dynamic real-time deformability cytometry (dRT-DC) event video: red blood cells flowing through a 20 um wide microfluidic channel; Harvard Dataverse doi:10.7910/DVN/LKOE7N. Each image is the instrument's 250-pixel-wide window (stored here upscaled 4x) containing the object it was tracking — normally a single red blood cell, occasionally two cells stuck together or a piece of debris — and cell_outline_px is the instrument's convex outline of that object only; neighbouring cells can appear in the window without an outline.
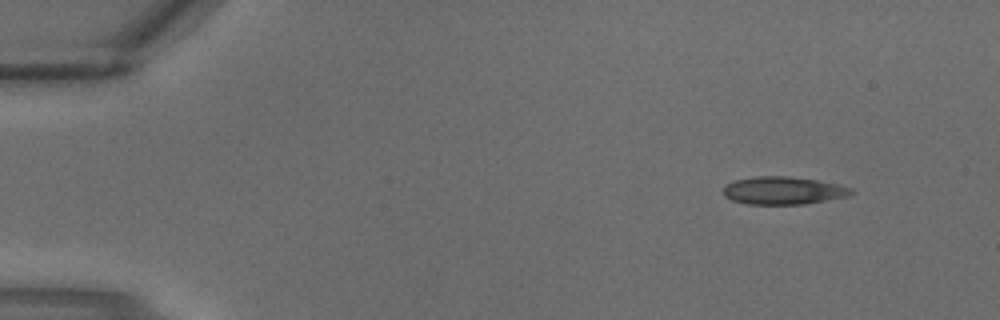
{"species": "common noctule bat (a hibernating species)", "species_latin": "Nyctalus noctula", "temperature_condition": "warm", "stored_images_in_passage": 2, "camera_frame_rate_fps": 3000, "um_per_image_px": 0.085, "animal": {"sex": "male", "body_mass_g": 18.8}, "frame": {"image": 1, "passage_image": 1, "time_ms": 0.0, "image_size_px": [1000, 320], "cell_outline_px": [[856, 192], [848, 196], [804, 204], [748, 204], [732, 200], [724, 196], [724, 184], [736, 180], [756, 176], [788, 176], [816, 180], [836, 184], [852, 188]], "centroid_in_image_um": [66.57, 16.19], "position_along_channel_um": 18.4, "area_um2": 20.63}}